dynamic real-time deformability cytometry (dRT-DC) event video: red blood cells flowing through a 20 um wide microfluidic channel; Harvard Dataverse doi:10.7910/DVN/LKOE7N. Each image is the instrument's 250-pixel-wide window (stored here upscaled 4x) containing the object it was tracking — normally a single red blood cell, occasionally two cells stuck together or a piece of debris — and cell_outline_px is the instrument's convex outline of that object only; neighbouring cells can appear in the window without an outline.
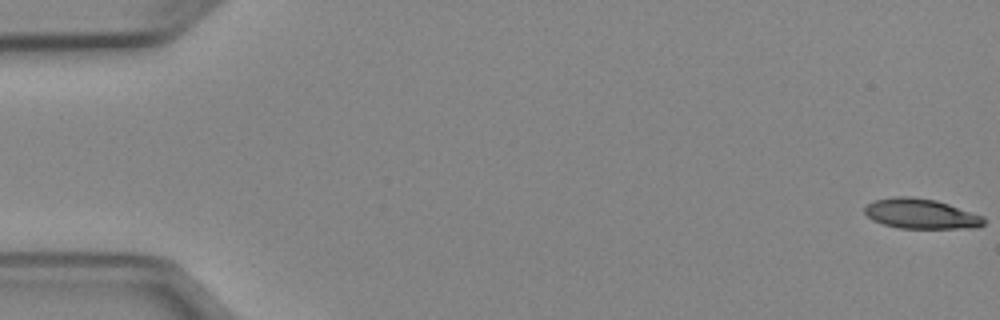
{"species": "Egyptian fruit bat (a non-hibernating species)", "species_latin": "Rousettus aegyptiacus", "temperature_condition": "cold", "stored_images_in_passage": 53, "segment_of_instrument_passage": [1, 2], "camera_frame_rate_fps": 3000, "um_per_image_px": 0.085, "animal": {"sex": "female"}, "frame": {"image": 1, "passage_image": 1, "time_ms": 0.0, "image_size_px": [1000, 320], "cell_outline_px": [[984, 224], [980, 228], [900, 228], [884, 224], [872, 220], [864, 212], [864, 208], [868, 204], [876, 200], [896, 196], [908, 196], [936, 200], [984, 216]], "centroid_in_image_um": [78.3, 18.18], "position_along_channel_um": 6.7, "area_um2": 20.75}}
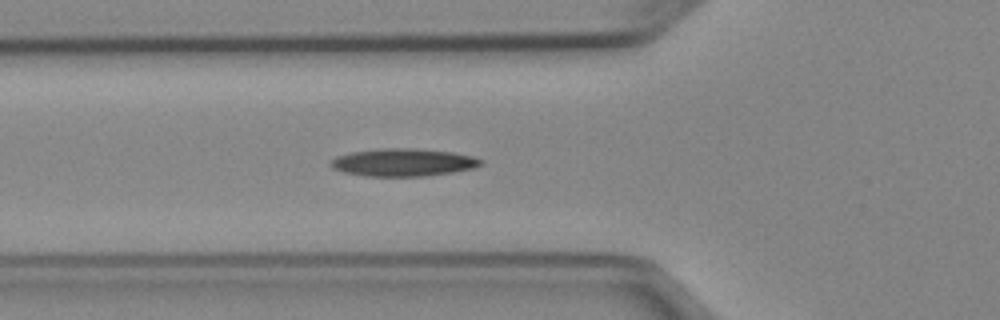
{"frame": {"image": 2, "passage_image": 19, "time_ms": 6.0, "image_size_px": [1000, 320], "cell_outline_px": [[484, 160], [480, 164], [472, 168], [452, 172], [420, 176], [364, 176], [344, 172], [332, 168], [328, 164], [336, 156], [352, 152], [380, 148], [416, 148], [452, 152], [472, 156]], "centroid_in_image_um": [34.23, 13.79], "position_along_channel_um": 91.6, "area_um2": 24.1}}
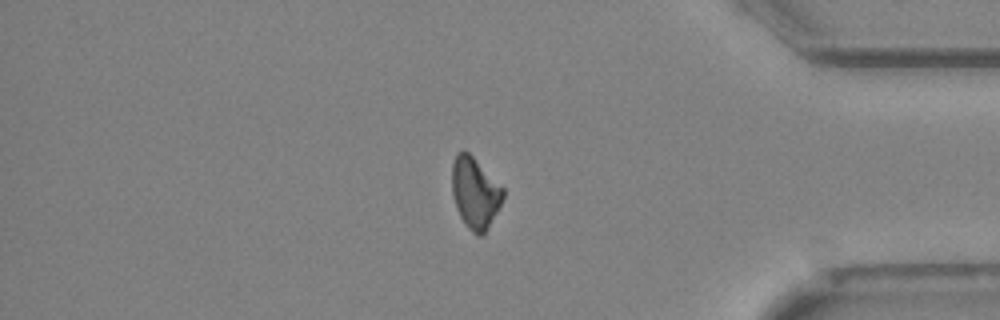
{"frame": {"image": 3, "passage_image": 44, "time_ms": 14.333, "image_size_px": [1000, 320], "cell_outline_px": [[504, 196], [496, 212], [484, 232], [480, 236], [476, 236], [468, 228], [460, 216], [456, 208], [452, 192], [452, 164], [456, 152], [464, 148], [504, 188]], "centroid_in_image_um": [40.35, 16.35], "position_along_channel_um": 394.9, "area_um2": 20.98}}